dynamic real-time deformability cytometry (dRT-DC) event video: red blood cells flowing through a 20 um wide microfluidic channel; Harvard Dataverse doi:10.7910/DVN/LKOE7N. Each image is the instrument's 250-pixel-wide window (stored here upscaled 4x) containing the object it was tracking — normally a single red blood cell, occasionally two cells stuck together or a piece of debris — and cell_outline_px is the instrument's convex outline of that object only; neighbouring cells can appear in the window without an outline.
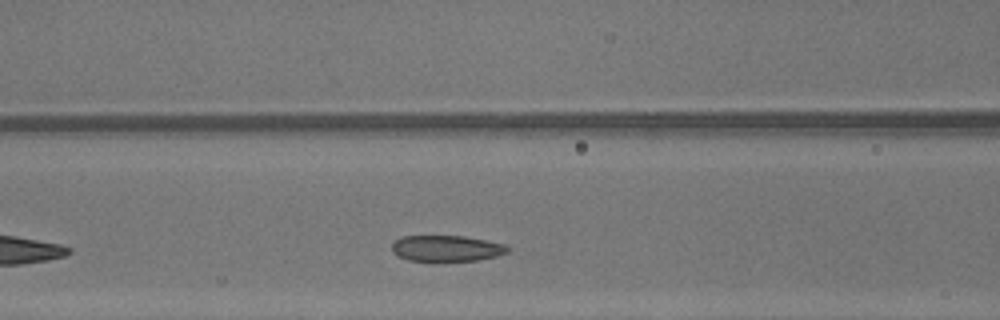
{"species": "common noctule bat (a hibernating species)", "species_latin": "Nyctalus noctula", "temperature_condition": "warm", "stored_images_in_passage": 22, "camera_frame_rate_fps": 3000, "um_per_image_px": 0.085, "animal": {"sex": "male", "body_mass_g": 13.3}, "frame": {"image": 1, "passage_image": 9, "time_ms": 2.667, "image_size_px": [1000, 320], "cell_outline_px": [[508, 252], [496, 256], [480, 260], [408, 260], [392, 252], [392, 244], [396, 240], [404, 236], [464, 236], [504, 244], [508, 248]], "centroid_in_image_um": [37.95, 21.1], "position_along_channel_um": 128.6, "area_um2": 17.17}}
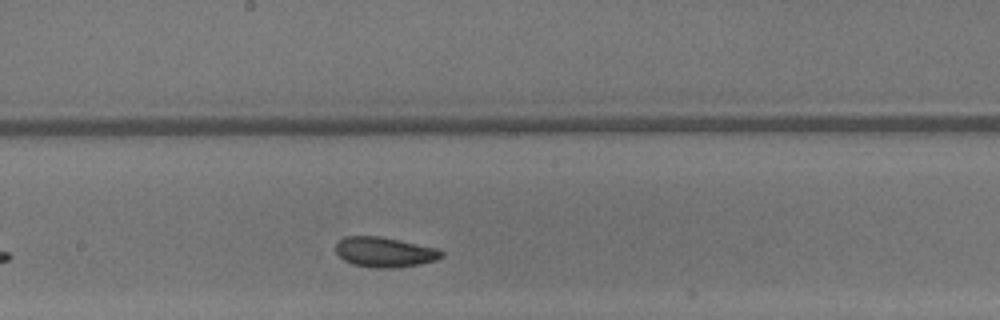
{"frame": {"image": 2, "passage_image": 15, "time_ms": 4.667, "image_size_px": [1000, 320], "cell_outline_px": [[444, 256], [436, 260], [420, 264], [396, 268], [372, 268], [352, 264], [344, 260], [336, 252], [336, 244], [344, 236], [380, 236], [436, 248], [444, 252]], "centroid_in_image_um": [32.69, 21.44], "position_along_channel_um": 215.5, "area_um2": 18.55}}
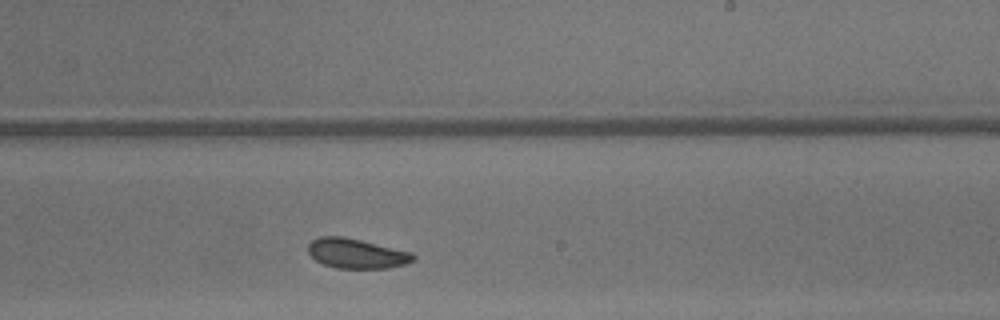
{"frame": {"image": 3, "passage_image": 18, "time_ms": 5.667, "image_size_px": [1000, 320], "cell_outline_px": [[416, 260], [408, 264], [388, 268], [336, 268], [324, 264], [316, 260], [308, 252], [308, 244], [312, 240], [320, 236], [340, 236], [360, 240], [412, 252], [416, 256]], "centroid_in_image_um": [30.34, 21.55], "position_along_channel_um": 258.7, "area_um2": 18.26}}